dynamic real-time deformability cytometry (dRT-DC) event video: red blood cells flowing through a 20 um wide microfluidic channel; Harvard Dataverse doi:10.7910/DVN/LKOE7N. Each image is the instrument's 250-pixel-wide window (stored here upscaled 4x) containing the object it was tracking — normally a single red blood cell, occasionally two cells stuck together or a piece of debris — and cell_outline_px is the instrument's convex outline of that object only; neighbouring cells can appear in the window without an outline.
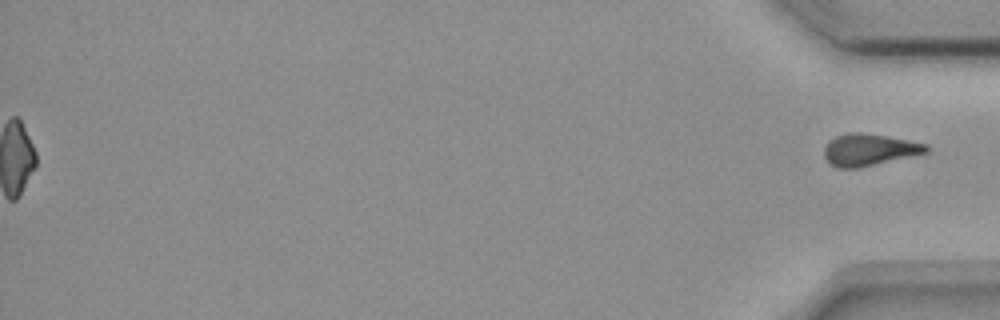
{"species": "common noctule bat (a hibernating species)", "species_latin": "Nyctalus noctula", "temperature_condition": "room temperature", "stored_images_in_passage": 56, "segment_of_instrument_passage": [2, 2], "camera_frame_rate_fps": 3000, "um_per_image_px": 0.085, "animal": {"sex": "female", "body_mass_g": 18.4}, "frame": {"image": 1, "passage_image": 56, "time_ms": 18.333, "image_size_px": [1000, 320], "cell_outline_px": [[928, 152], [912, 156], [856, 168], [840, 168], [832, 164], [824, 156], [824, 148], [836, 136], [848, 132], [860, 132], [908, 140], [928, 144]], "centroid_in_image_um": [73.9, 12.72], "position_along_channel_um": 361.3, "area_um2": 18.55}}